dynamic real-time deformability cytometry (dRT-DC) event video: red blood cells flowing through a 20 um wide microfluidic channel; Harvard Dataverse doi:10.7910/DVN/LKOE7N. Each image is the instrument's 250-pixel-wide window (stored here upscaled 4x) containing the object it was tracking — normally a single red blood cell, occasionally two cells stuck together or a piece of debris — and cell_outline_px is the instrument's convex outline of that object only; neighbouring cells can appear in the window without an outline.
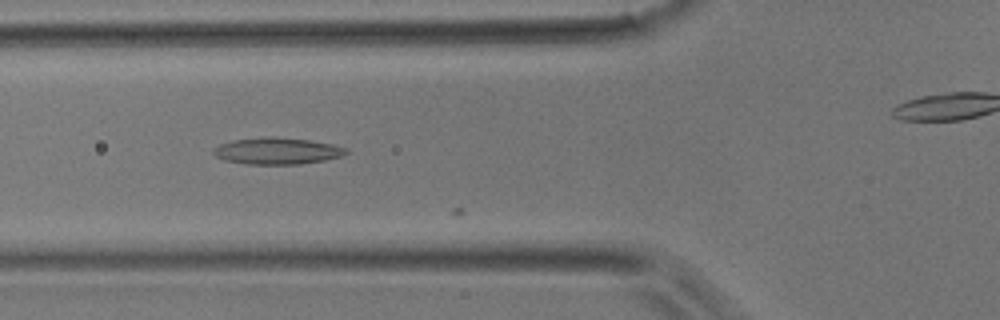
{"species": "common noctule bat (a hibernating species)", "species_latin": "Nyctalus noctula", "temperature_condition": "room temperature", "stored_images_in_passage": 7, "camera_frame_rate_fps": 3000, "um_per_image_px": 0.085, "animal": {"sex": "male", "body_mass_g": 17.9}, "frame": {"image": 1, "passage_image": 6, "time_ms": 1.667, "image_size_px": [1000, 320], "cell_outline_px": [[348, 152], [344, 156], [324, 160], [300, 164], [244, 164], [224, 160], [216, 156], [212, 152], [212, 148], [220, 144], [232, 140], [268, 136], [272, 136], [308, 140], [332, 144], [348, 148]], "centroid_in_image_um": [23.55, 12.83], "position_along_channel_um": 102.3, "area_um2": 20.75}}